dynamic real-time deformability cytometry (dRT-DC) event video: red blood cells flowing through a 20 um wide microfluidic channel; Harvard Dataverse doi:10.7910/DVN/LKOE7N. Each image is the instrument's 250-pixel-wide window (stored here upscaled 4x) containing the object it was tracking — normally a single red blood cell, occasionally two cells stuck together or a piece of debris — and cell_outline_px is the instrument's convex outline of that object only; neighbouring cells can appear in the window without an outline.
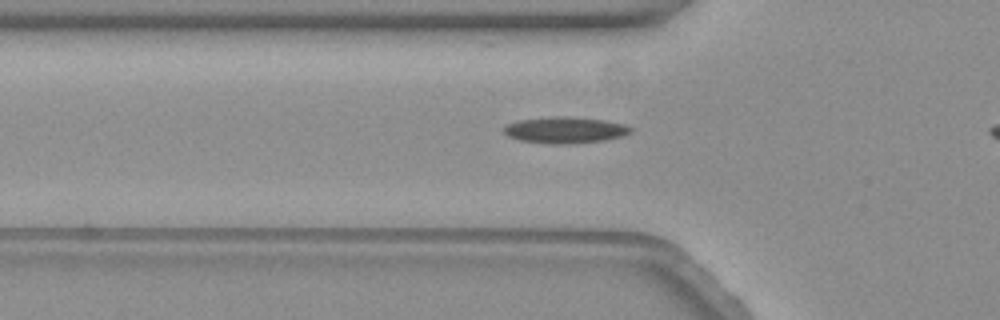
{"species": "common noctule bat (a hibernating species)", "species_latin": "Nyctalus noctula", "temperature_condition": "warm", "stored_images_in_passage": 42, "camera_frame_rate_fps": 3000, "um_per_image_px": 0.085, "animal": {"sex": "female", "body_mass_g": 19.3, "forearm_length_mm": 54.1}, "frame": {"image": 1, "passage_image": 13, "time_ms": 4.0, "image_size_px": [1000, 320], "cell_outline_px": [[632, 132], [624, 136], [604, 140], [568, 144], [552, 144], [520, 140], [508, 136], [504, 132], [504, 124], [520, 120], [552, 116], [572, 116], [604, 120], [624, 124], [632, 128]], "centroid_in_image_um": [48.04, 11.04], "position_along_channel_um": 77.8, "area_um2": 19.59}}
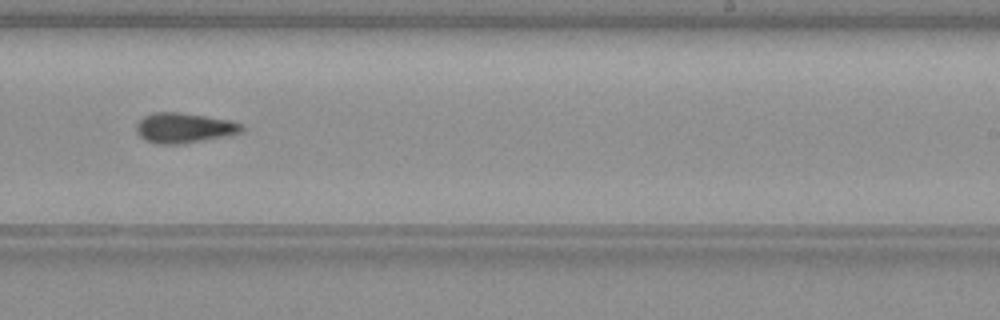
{"frame": {"image": 2, "passage_image": 30, "time_ms": 9.667, "image_size_px": [1000, 320], "cell_outline_px": [[244, 132], [228, 136], [184, 144], [156, 144], [144, 140], [136, 132], [136, 124], [144, 116], [152, 112], [180, 112], [232, 120], [244, 124]], "centroid_in_image_um": [15.69, 10.88], "position_along_channel_um": 273.3, "area_um2": 18.96}}